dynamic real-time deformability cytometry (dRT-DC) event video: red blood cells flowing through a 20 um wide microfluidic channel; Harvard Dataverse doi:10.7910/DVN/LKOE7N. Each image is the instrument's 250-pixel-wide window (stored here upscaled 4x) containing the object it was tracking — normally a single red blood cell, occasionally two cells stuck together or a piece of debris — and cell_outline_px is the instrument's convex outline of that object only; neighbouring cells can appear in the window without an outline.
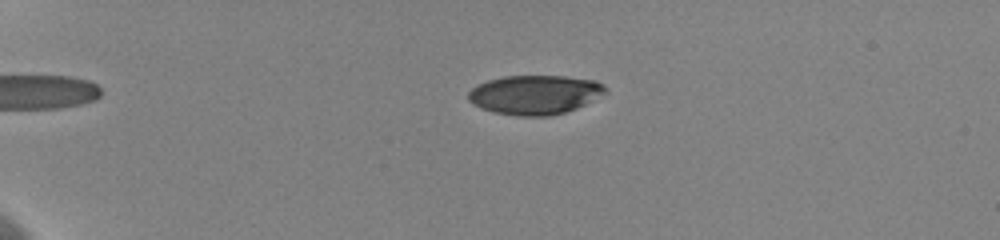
{"species": "human", "species_latin": "Homo sapiens", "temperature_condition": "cold", "stored_images_in_passage": 60, "camera_frame_rate_fps": 3000, "um_per_image_px": 0.085, "donor": {"sex": "female"}, "frame": {"image": 1, "passage_image": 16, "time_ms": 5.0, "image_size_px": [1000, 240], "cell_outline_px": [[608, 92], [576, 108], [564, 112], [548, 116], [516, 116], [492, 112], [468, 100], [468, 92], [476, 84], [488, 80], [504, 76], [564, 76], [596, 80], [604, 84]], "centroid_in_image_um": [45.47, 8.04], "position_along_channel_um": 39.5, "area_um2": 31.33}}
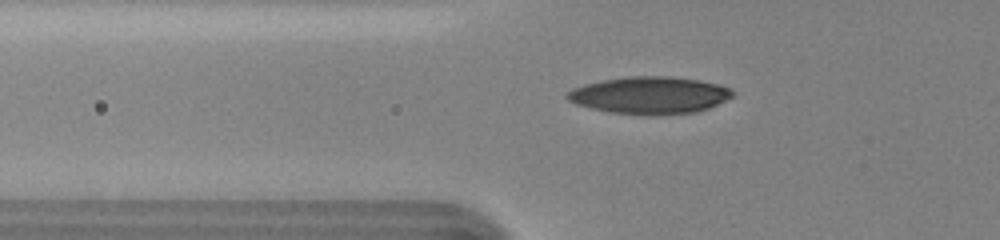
{"frame": {"image": 2, "passage_image": 24, "time_ms": 7.667, "image_size_px": [1000, 240], "cell_outline_px": [[732, 96], [708, 108], [692, 112], [612, 112], [592, 108], [576, 104], [568, 100], [564, 96], [572, 88], [584, 84], [604, 80], [628, 76], [672, 76], [700, 80], [732, 88]], "centroid_in_image_um": [55.18, 8.04], "position_along_channel_um": 70.6, "area_um2": 34.51}}
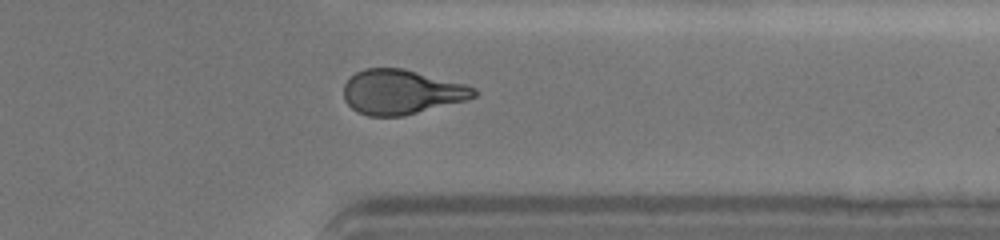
{"frame": {"image": 3, "passage_image": 50, "time_ms": 16.333, "image_size_px": [1000, 240], "cell_outline_px": [[480, 92], [476, 96], [468, 100], [400, 116], [368, 116], [356, 112], [344, 100], [344, 84], [356, 72], [364, 68], [404, 68], [464, 84], [476, 88]], "centroid_in_image_um": [34.13, 7.81], "position_along_channel_um": 377.3, "area_um2": 33.87}, "authors_computed_cell_mechanics": {"area_um2": 33.7841, "velocity_mm_per_s": 3.6156, "shape_relaxation_time_tau1_ms": 4.2295, "shape_relaxation_time_tau2_ms": 2.3445, "deformation_change_tau1": 0.1736, "deformation_change_tau2": 0.0936}}